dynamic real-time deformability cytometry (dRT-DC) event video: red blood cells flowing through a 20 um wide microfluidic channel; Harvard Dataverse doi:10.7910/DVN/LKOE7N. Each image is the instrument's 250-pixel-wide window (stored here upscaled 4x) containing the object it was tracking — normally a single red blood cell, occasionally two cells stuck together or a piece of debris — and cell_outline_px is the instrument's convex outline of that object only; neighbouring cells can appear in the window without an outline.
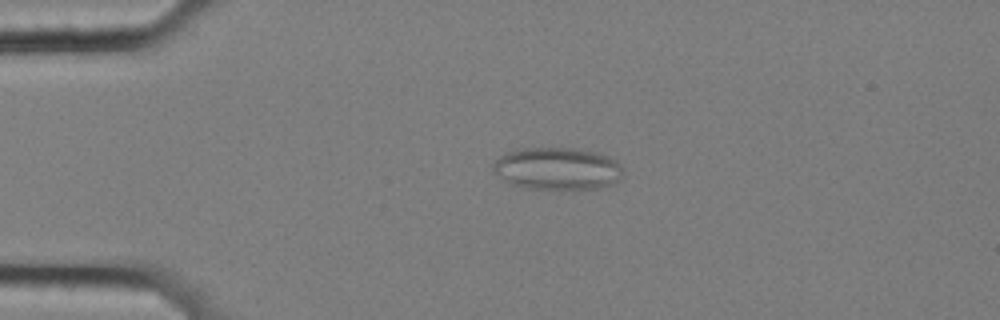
{"species": "common noctule bat (a hibernating species)", "species_latin": "Nyctalus noctula", "temperature_condition": "cold", "stored_images_in_passage": 57, "camera_frame_rate_fps": 3000, "um_per_image_px": 0.085, "animal": {"sex": "female", "body_mass_g": 25.1}, "frame": {"image": 1, "passage_image": 13, "time_ms": 4.0, "image_size_px": [1000, 320], "cell_outline_px": [[624, 176], [620, 180], [612, 184], [596, 188], [532, 188], [512, 184], [500, 176], [492, 168], [492, 164], [504, 152], [520, 148], [580, 148], [596, 152], [608, 156], [616, 160], [620, 164]], "centroid_in_image_um": [47.41, 14.3], "position_along_channel_um": 37.6, "area_um2": 31.91}}
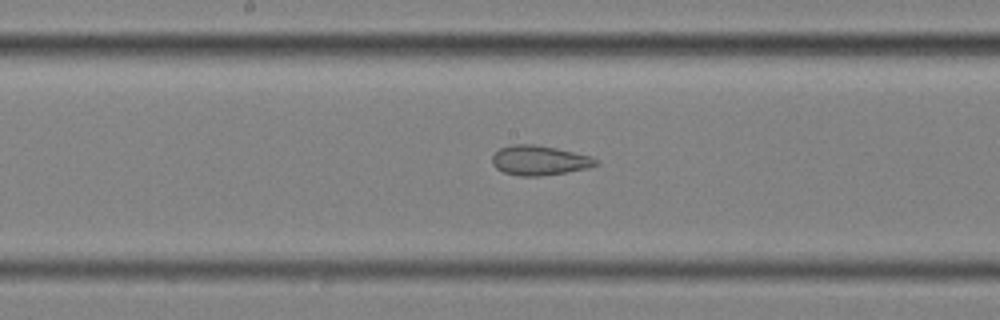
{"frame": {"image": 2, "passage_image": 30, "time_ms": 9.667, "image_size_px": [1000, 320], "cell_outline_px": [[600, 164], [588, 168], [540, 176], [520, 176], [504, 172], [496, 168], [492, 164], [492, 156], [500, 148], [512, 144], [536, 144], [556, 148], [592, 156], [600, 160]], "centroid_in_image_um": [45.87, 13.62], "position_along_channel_um": 202.3, "area_um2": 18.03}}
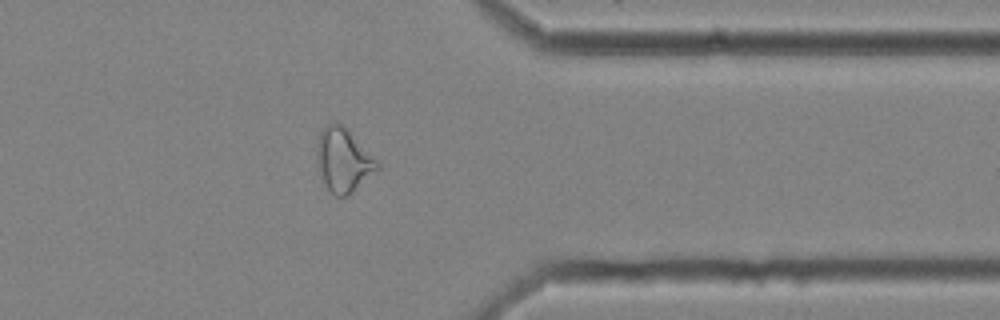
{"frame": {"image": 3, "passage_image": 46, "time_ms": 15.0, "image_size_px": [1000, 320], "cell_outline_px": [[380, 168], [352, 192], [344, 196], [336, 196], [328, 188], [324, 180], [316, 160], [316, 152], [320, 132], [324, 124], [340, 124], [348, 128], [380, 160]], "centroid_in_image_um": [29.24, 13.56], "position_along_channel_um": 382.2, "area_um2": 22.48}, "authors_computed_cell_mechanics": {"area_um2": 23.8136, "velocity_mm_per_s": 3.5147, "shape_relaxation_time_tau1_ms": null, "shape_relaxation_time_tau2_ms": 2.9153, "deformation_change_tau1": null, "deformation_change_tau2": 0.1101}}